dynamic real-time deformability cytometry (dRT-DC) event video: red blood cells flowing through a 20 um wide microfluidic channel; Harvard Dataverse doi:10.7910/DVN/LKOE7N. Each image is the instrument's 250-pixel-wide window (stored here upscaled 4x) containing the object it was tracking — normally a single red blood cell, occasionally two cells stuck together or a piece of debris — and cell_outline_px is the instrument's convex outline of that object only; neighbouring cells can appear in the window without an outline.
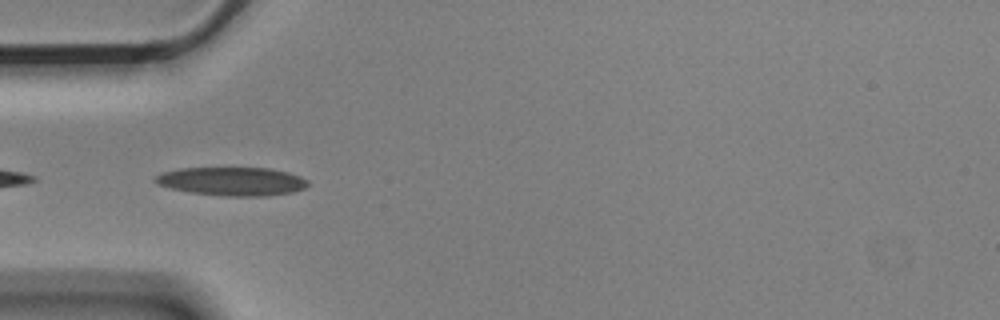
{"species": "Egyptian fruit bat (a non-hibernating species)", "species_latin": "Rousettus aegyptiacus", "temperature_condition": "cold", "stored_images_in_passage": 6, "camera_frame_rate_fps": 3000, "um_per_image_px": 0.085, "animal": {"sex": "male"}, "frame": {"image": 1, "passage_image": 4, "time_ms": 1.0, "image_size_px": [1000, 320], "cell_outline_px": [[308, 184], [304, 188], [292, 192], [268, 196], [224, 196], [192, 192], [172, 188], [156, 184], [152, 180], [160, 172], [180, 168], [268, 168], [288, 172], [300, 176], [308, 180]], "centroid_in_image_um": [19.71, 15.41], "position_along_channel_um": 65.3, "area_um2": 25.37}}
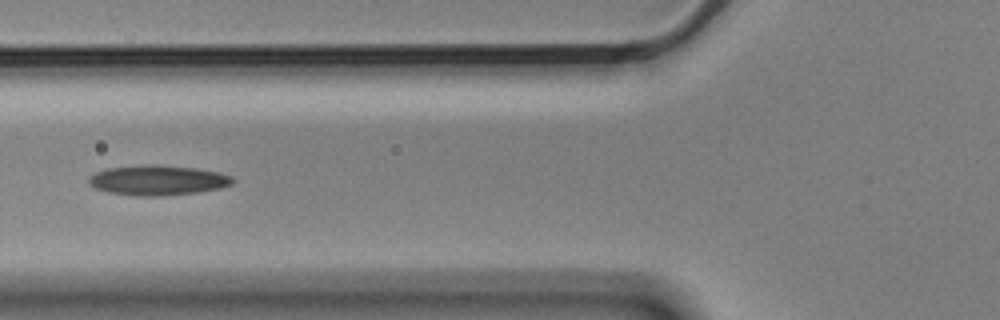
{"frame": {"image": 2, "passage_image": 5, "time_ms": 1.333, "image_size_px": [1000, 320], "cell_outline_px": [[236, 180], [232, 184], [220, 188], [196, 192], [160, 196], [136, 196], [108, 192], [96, 188], [88, 184], [88, 180], [96, 172], [108, 168], [148, 164], [156, 164], [196, 168], [220, 172], [232, 176]], "centroid_in_image_um": [13.44, 15.31], "position_along_channel_um": 112.4, "area_um2": 25.2}}
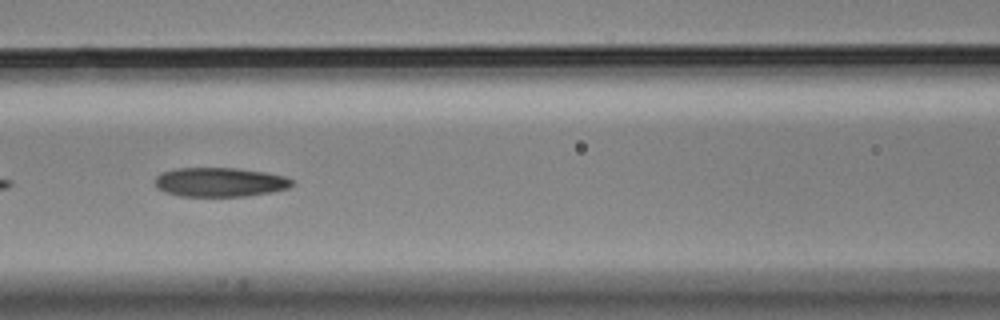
{"frame": {"image": 3, "passage_image": 6, "time_ms": 1.667, "image_size_px": [1000, 320], "cell_outline_px": [[292, 184], [288, 188], [272, 192], [248, 196], [180, 196], [164, 192], [156, 188], [156, 176], [160, 172], [176, 168], [236, 168], [264, 172], [284, 176], [292, 180]], "centroid_in_image_um": [18.65, 15.48], "position_along_channel_um": 147.9, "area_um2": 23.35}}